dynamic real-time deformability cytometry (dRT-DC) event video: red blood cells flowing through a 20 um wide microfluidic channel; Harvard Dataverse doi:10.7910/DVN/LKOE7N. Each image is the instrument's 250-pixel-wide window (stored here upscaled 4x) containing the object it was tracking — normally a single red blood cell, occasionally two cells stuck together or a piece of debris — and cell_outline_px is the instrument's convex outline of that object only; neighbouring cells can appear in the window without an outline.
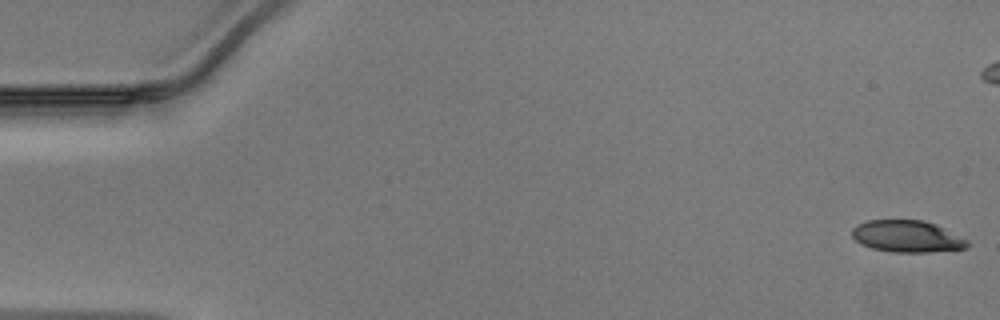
{"species": "Egyptian fruit bat (a non-hibernating species)", "species_latin": "Rousettus aegyptiacus", "temperature_condition": "warm", "stored_images_in_passage": 43, "camera_frame_rate_fps": 3000, "um_per_image_px": 0.085, "animal": {"sex": "male"}, "frame": {"image": 1, "passage_image": 1, "time_ms": 0.0, "image_size_px": [1000, 320], "cell_outline_px": [[968, 248], [928, 252], [892, 252], [872, 248], [860, 244], [852, 236], [852, 228], [856, 224], [868, 220], [924, 220], [936, 224], [968, 240]], "centroid_in_image_um": [77.08, 20.09], "position_along_channel_um": 7.9, "area_um2": 21.44}}
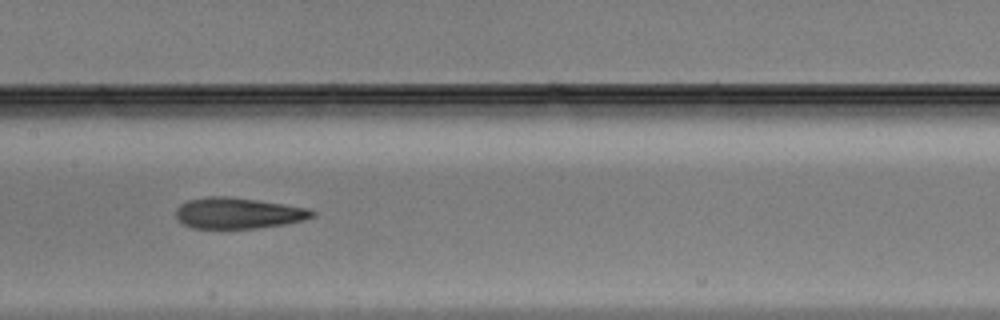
{"frame": {"image": 2, "passage_image": 24, "time_ms": 7.667, "image_size_px": [1000, 320], "cell_outline_px": [[316, 212], [312, 216], [300, 220], [284, 224], [260, 228], [192, 228], [184, 224], [176, 216], [176, 208], [180, 204], [188, 200], [208, 196], [224, 196], [256, 200], [304, 208]], "centroid_in_image_um": [20.16, 18.12], "position_along_channel_um": 187.2, "area_um2": 24.1}}
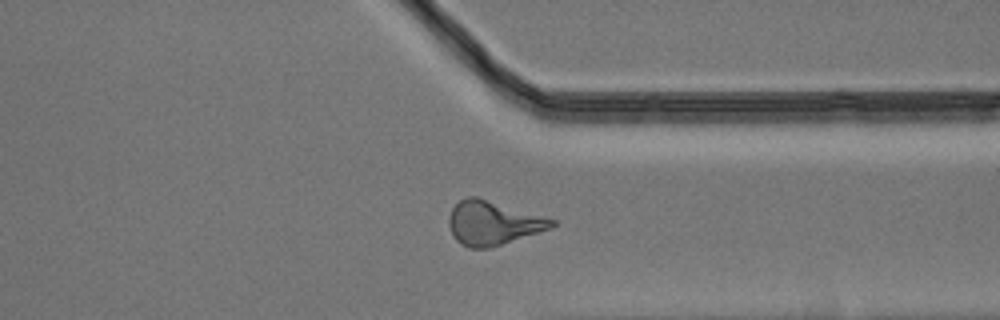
{"frame": {"image": 3, "passage_image": 37, "time_ms": 12.0, "image_size_px": [1000, 320], "cell_outline_px": [[556, 224], [552, 228], [488, 248], [468, 248], [460, 244], [452, 236], [448, 224], [448, 220], [452, 208], [464, 196], [476, 196], [556, 220]], "centroid_in_image_um": [41.86, 18.95], "position_along_channel_um": 369.5, "area_um2": 26.24}}